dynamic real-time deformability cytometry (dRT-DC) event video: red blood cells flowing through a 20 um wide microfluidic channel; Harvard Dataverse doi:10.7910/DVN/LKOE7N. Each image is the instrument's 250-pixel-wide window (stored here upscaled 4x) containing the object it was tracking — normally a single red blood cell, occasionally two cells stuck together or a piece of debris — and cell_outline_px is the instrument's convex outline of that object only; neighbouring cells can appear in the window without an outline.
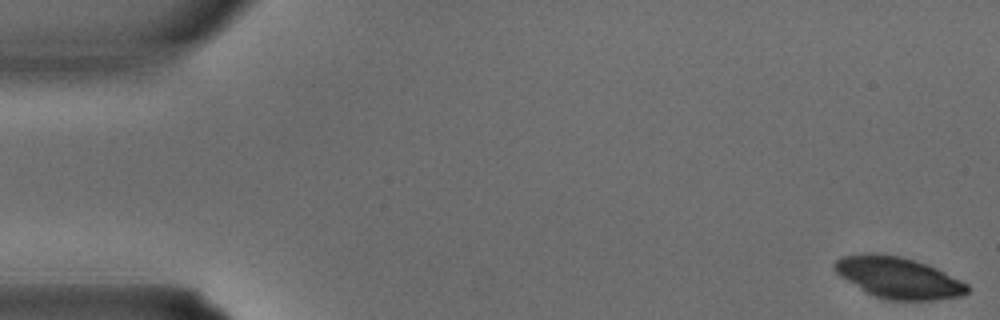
{"species": "common noctule bat (a hibernating species)", "species_latin": "Nyctalus noctula", "temperature_condition": "warm", "stored_images_in_passage": 3, "camera_frame_rate_fps": 3000, "um_per_image_px": 0.085, "animal": {"sex": "male", "body_mass_g": 15.6}, "frame": {"image": 1, "passage_image": 1, "time_ms": 0.0, "image_size_px": [1000, 320], "cell_outline_px": [[972, 288], [964, 296], [932, 300], [888, 300], [872, 296], [840, 276], [836, 272], [832, 264], [840, 256], [864, 252], [872, 252], [900, 256], [916, 260], [936, 268], [968, 284]], "centroid_in_image_um": [76.34, 23.59], "position_along_channel_um": 8.7, "area_um2": 32.31}}